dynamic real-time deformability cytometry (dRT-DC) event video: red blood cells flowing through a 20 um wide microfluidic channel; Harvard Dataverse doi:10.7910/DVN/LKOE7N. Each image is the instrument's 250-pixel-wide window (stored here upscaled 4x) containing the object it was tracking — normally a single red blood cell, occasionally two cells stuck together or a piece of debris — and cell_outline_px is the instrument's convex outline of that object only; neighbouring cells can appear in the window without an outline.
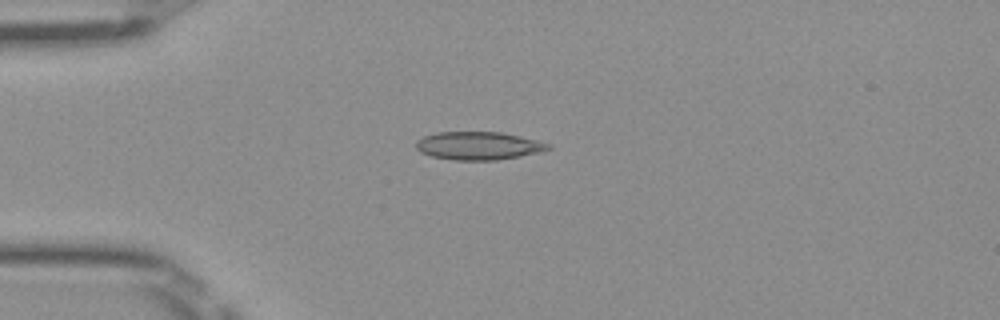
{"species": "Egyptian fruit bat (a non-hibernating species)", "species_latin": "Rousettus aegyptiacus", "temperature_condition": "room temperature", "stored_images_in_passage": 39, "camera_frame_rate_fps": 3000, "um_per_image_px": 0.085, "frame": {"image": 1, "passage_image": 2, "time_ms": 0.333, "image_size_px": [1000, 320], "cell_outline_px": [[552, 148], [544, 152], [496, 160], [456, 160], [432, 156], [420, 152], [416, 148], [416, 140], [424, 136], [436, 132], [500, 132], [520, 136], [552, 144]], "centroid_in_image_um": [40.71, 12.39], "position_along_channel_um": 44.3, "area_um2": 21.73}}
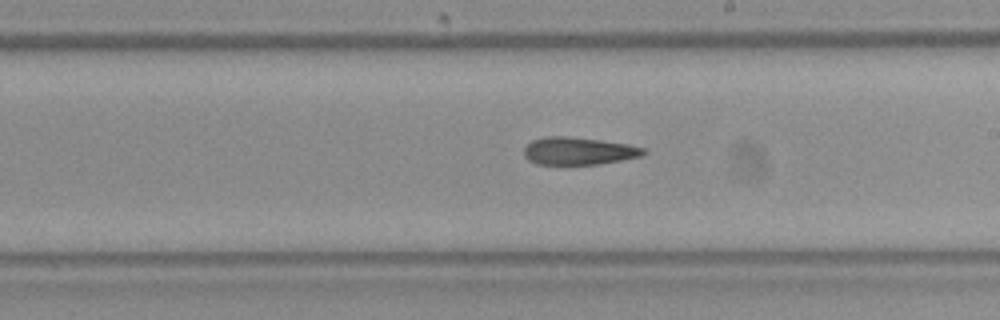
{"frame": {"image": 2, "passage_image": 18, "time_ms": 5.667, "image_size_px": [1000, 320], "cell_outline_px": [[648, 152], [644, 156], [600, 164], [536, 164], [528, 160], [524, 156], [524, 148], [532, 140], [544, 136], [568, 136], [600, 140], [628, 144], [644, 148]], "centroid_in_image_um": [49.2, 12.83], "position_along_channel_um": 239.8, "area_um2": 19.36}}
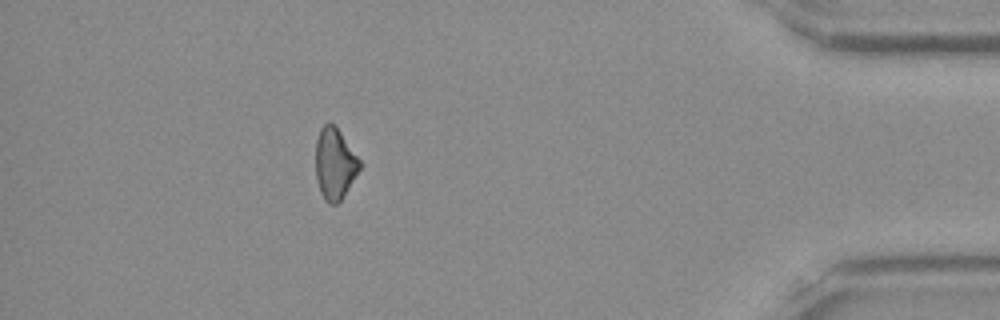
{"frame": {"image": 3, "passage_image": 34, "time_ms": 11.0, "image_size_px": [1000, 320], "cell_outline_px": [[364, 164], [340, 200], [336, 204], [328, 204], [324, 200], [320, 192], [316, 180], [316, 140], [320, 128], [328, 120], [340, 132]], "centroid_in_image_um": [28.46, 13.92], "position_along_channel_um": 406.7, "area_um2": 18.44}, "authors_computed_cell_mechanics": {"area_um2": 19.7676, "velocity_mm_per_s": 4.0502, "shape_relaxation_time_tau1_ms": null, "shape_relaxation_time_tau2_ms": 3.2866, "deformation_change_tau1": null, "deformation_change_tau2": 0.122}}